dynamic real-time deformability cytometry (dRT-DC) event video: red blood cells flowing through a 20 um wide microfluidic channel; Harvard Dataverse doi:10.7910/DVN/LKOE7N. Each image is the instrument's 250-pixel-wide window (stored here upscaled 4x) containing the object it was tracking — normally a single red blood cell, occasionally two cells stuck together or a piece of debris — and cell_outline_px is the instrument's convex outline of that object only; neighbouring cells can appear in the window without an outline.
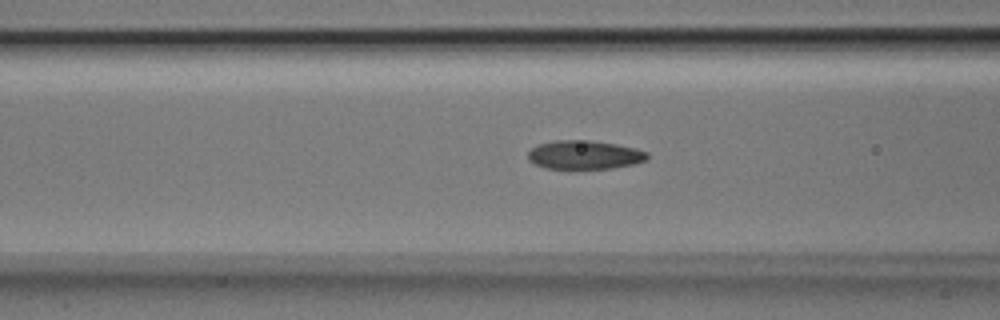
{"species": "Egyptian fruit bat (a non-hibernating species)", "species_latin": "Rousettus aegyptiacus", "temperature_condition": "room temperature", "stored_images_in_passage": 43, "camera_frame_rate_fps": 3000, "um_per_image_px": 0.085, "animal": {"sex": "male"}, "frame": {"image": 1, "passage_image": 15, "time_ms": 4.667, "image_size_px": [1000, 320], "cell_outline_px": [[648, 160], [632, 164], [612, 168], [544, 168], [528, 160], [528, 152], [532, 148], [540, 144], [556, 140], [588, 140], [616, 144], [636, 148], [648, 152]], "centroid_in_image_um": [49.7, 13.15], "position_along_channel_um": 116.9, "area_um2": 19.83}}
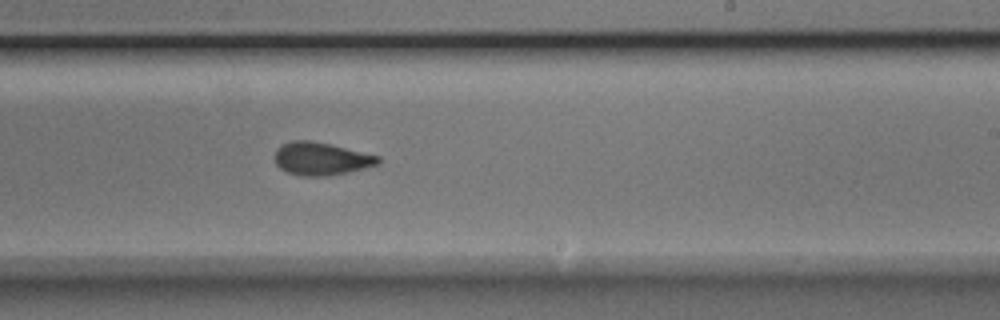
{"frame": {"image": 2, "passage_image": 26, "time_ms": 8.333, "image_size_px": [1000, 320], "cell_outline_px": [[380, 164], [348, 172], [328, 176], [300, 176], [288, 172], [280, 168], [276, 164], [272, 156], [276, 148], [280, 144], [292, 140], [312, 140], [332, 144], [380, 156]], "centroid_in_image_um": [27.26, 13.48], "position_along_channel_um": 261.7, "area_um2": 20.23}}
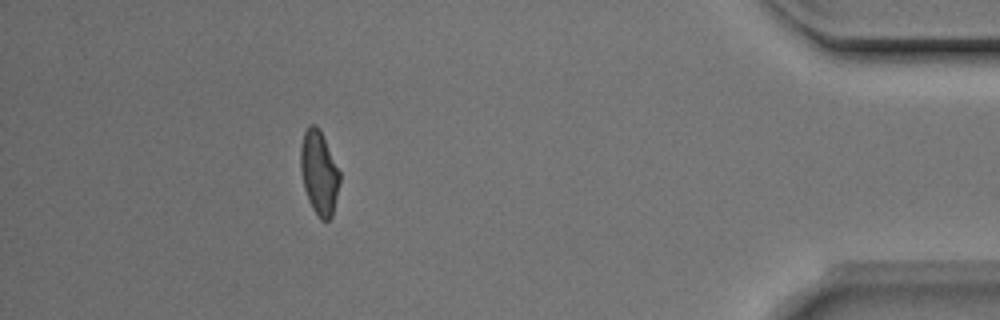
{"frame": {"image": 3, "passage_image": 41, "time_ms": 13.333, "image_size_px": [1000, 320], "cell_outline_px": [[340, 180], [332, 216], [328, 220], [320, 220], [312, 208], [308, 200], [304, 188], [300, 168], [300, 148], [304, 132], [308, 124], [316, 124], [320, 128], [340, 172]], "centroid_in_image_um": [27.11, 14.65], "position_along_channel_um": 408.1, "area_um2": 19.25}, "authors_computed_cell_mechanics": {"area_um2": 19.8254, "velocity_mm_per_s": 3.9571, "shape_relaxation_time_tau1_ms": 4.4836, "shape_relaxation_time_tau2_ms": 1.6576, "deformation_change_tau1": 0.1465, "deformation_change_tau2": 0.0768}}